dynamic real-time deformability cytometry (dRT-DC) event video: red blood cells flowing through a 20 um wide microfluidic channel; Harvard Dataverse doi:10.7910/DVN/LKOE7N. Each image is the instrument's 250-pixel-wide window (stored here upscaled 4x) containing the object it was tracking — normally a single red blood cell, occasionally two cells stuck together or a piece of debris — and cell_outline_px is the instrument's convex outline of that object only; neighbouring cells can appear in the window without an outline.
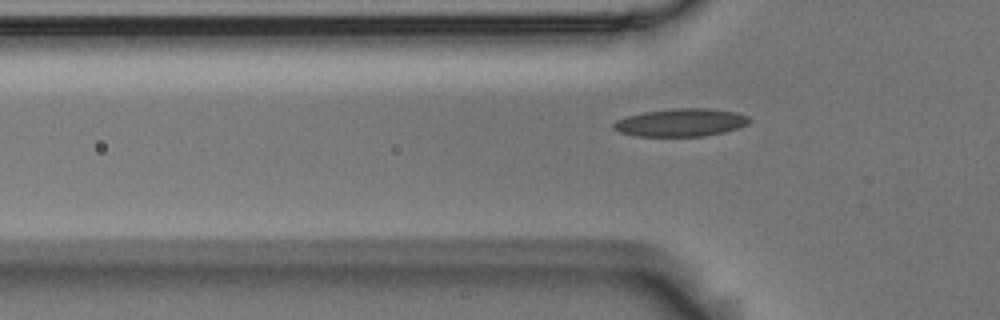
{"species": "Egyptian fruit bat (a non-hibernating species)", "species_latin": "Rousettus aegyptiacus", "temperature_condition": "room temperature", "stored_images_in_passage": 6, "segment_of_instrument_passage": [2, 2], "camera_frame_rate_fps": 3000, "um_per_image_px": 0.085, "animal": {"sex": "male"}, "frame": {"image": 1, "passage_image": 6, "time_ms": 1.667, "image_size_px": [1000, 320], "cell_outline_px": [[752, 120], [748, 124], [724, 132], [704, 136], [636, 136], [620, 132], [612, 128], [612, 124], [616, 120], [628, 116], [644, 112], [676, 108], [708, 108], [736, 112], [748, 116]], "centroid_in_image_um": [57.88, 10.41], "position_along_channel_um": 67.9, "area_um2": 22.02}}